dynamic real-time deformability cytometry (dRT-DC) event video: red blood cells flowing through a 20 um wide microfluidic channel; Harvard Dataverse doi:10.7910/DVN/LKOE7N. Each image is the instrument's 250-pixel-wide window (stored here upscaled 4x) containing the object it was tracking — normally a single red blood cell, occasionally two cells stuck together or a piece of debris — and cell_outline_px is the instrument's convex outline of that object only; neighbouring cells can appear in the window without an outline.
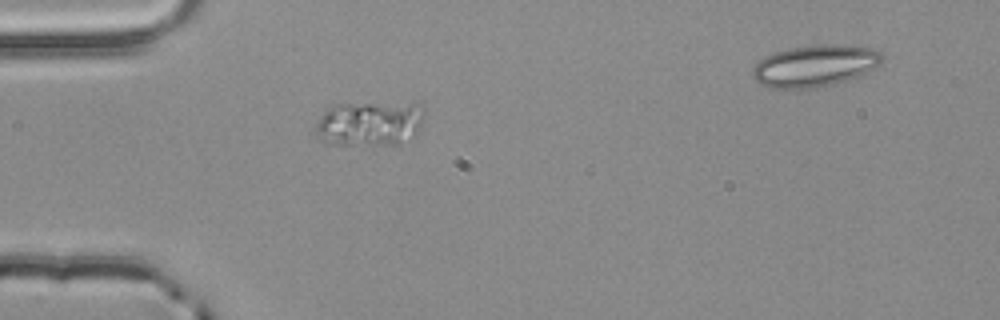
{"species": "common noctule bat (a hibernating species)", "species_latin": "Nyctalus noctula", "temperature_condition": "room temperature", "stored_images_in_passage": 37, "camera_frame_rate_fps": 3000, "um_per_image_px": 0.085, "animal": {"sex": "male", "body_mass_g": 20.4}, "frame": {"image": 1, "passage_image": 1, "time_ms": 0.0, "image_size_px": [1000, 320], "cell_outline_px": [[424, 120], [420, 132], [416, 136], [400, 144], [328, 144], [320, 140], [312, 132], [320, 116], [328, 108], [336, 104], [408, 104], [424, 108]], "centroid_in_image_um": [31.4, 10.53], "position_along_channel_um": 53.6, "area_um2": 28.55}}
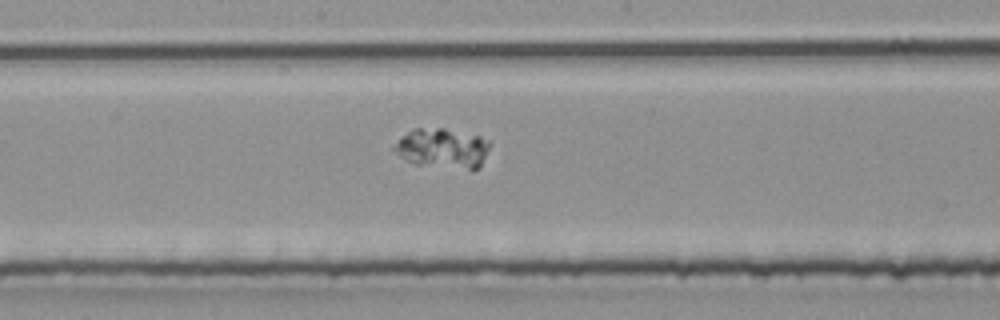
{"frame": {"image": 2, "passage_image": 14, "time_ms": 4.333, "image_size_px": [1000, 320], "cell_outline_px": [[492, 144], [480, 168], [472, 172], [416, 164], [400, 156], [392, 148], [400, 136], [416, 128], [444, 128], [480, 136], [488, 140]], "centroid_in_image_um": [37.68, 12.64], "position_along_channel_um": 210.5, "area_um2": 22.83}}
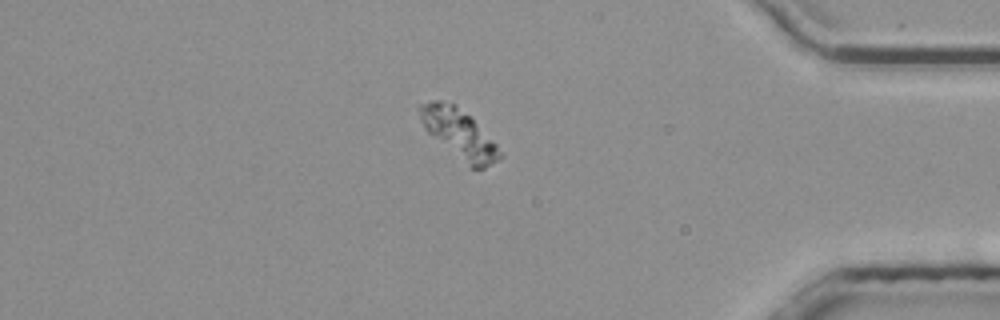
{"frame": {"image": 3, "passage_image": 31, "time_ms": 10.0, "image_size_px": [1000, 320], "cell_outline_px": [[504, 156], [484, 168], [472, 168], [428, 132], [424, 128], [420, 120], [416, 104], [432, 100], [440, 100], [452, 104], [472, 116], [496, 144]], "centroid_in_image_um": [39.01, 11.32], "position_along_channel_um": 396.2, "area_um2": 22.72}}